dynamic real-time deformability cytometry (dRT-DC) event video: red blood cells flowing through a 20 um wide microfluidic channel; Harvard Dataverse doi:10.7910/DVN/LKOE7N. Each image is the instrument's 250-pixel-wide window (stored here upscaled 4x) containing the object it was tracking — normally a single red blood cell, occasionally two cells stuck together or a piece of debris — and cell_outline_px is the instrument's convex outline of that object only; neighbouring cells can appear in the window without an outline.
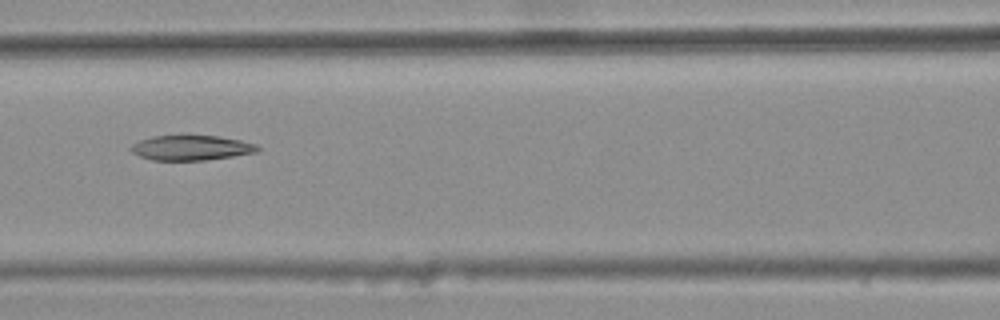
{"species": "common noctule bat (a hibernating species)", "species_latin": "Nyctalus noctula", "temperature_condition": "warm", "stored_images_in_passage": 8, "camera_frame_rate_fps": 3000, "um_per_image_px": 0.085, "animal": {"sex": "female", "body_mass_g": 25.1}, "frame": {"image": 1, "passage_image": 6, "time_ms": 1.667, "image_size_px": [1000, 320], "cell_outline_px": [[260, 148], [256, 152], [232, 156], [204, 160], [152, 160], [140, 156], [132, 152], [128, 148], [132, 144], [140, 140], [152, 136], [220, 136], [240, 140], [256, 144]], "centroid_in_image_um": [16.23, 12.56], "position_along_channel_um": 150.4, "area_um2": 18.26}}
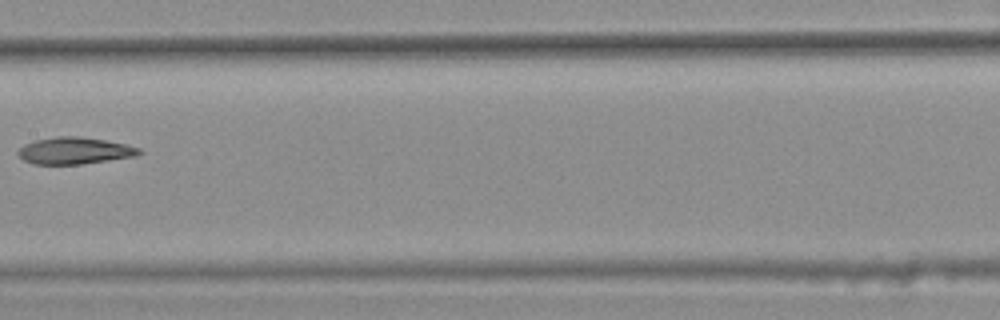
{"frame": {"image": 2, "passage_image": 7, "time_ms": 2.0, "image_size_px": [1000, 320], "cell_outline_px": [[144, 152], [136, 156], [80, 164], [32, 164], [24, 160], [16, 152], [24, 144], [36, 140], [56, 136], [80, 136], [104, 140], [124, 144], [140, 148]], "centroid_in_image_um": [6.33, 12.81], "position_along_channel_um": 201.1, "area_um2": 18.84}}
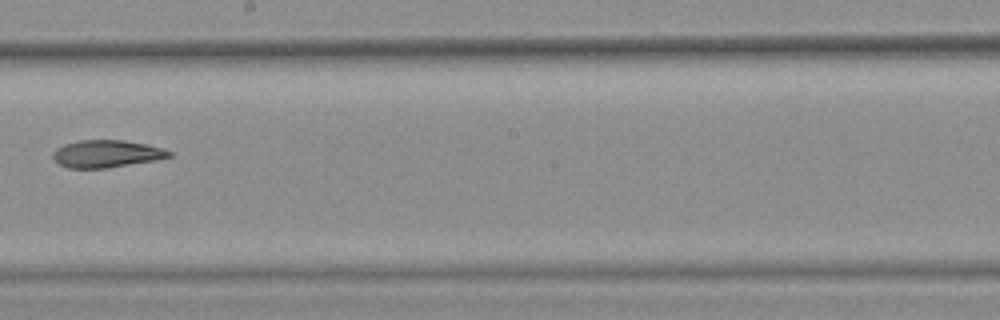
{"frame": {"image": 3, "passage_image": 8, "time_ms": 2.333, "image_size_px": [1000, 320], "cell_outline_px": [[172, 156], [156, 160], [104, 168], [68, 168], [60, 164], [52, 156], [52, 152], [56, 148], [64, 144], [80, 140], [124, 140], [144, 144], [160, 148], [172, 152]], "centroid_in_image_um": [9.02, 13.07], "position_along_channel_um": 239.2, "area_um2": 18.32}}